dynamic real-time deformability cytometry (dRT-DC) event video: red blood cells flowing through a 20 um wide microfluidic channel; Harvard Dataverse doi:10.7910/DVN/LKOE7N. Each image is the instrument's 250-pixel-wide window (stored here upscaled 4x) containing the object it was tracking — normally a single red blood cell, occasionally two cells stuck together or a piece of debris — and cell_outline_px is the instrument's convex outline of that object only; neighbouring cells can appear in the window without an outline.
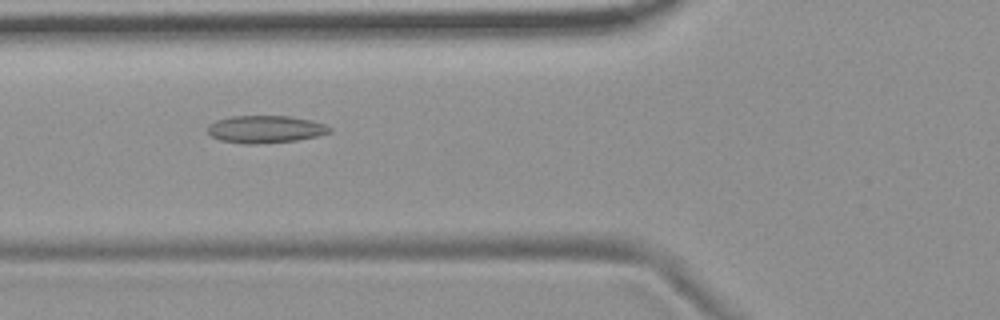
{"species": "common noctule bat (a hibernating species)", "species_latin": "Nyctalus noctula", "temperature_condition": "room temperature", "stored_images_in_passage": 54, "camera_frame_rate_fps": 3000, "um_per_image_px": 0.085, "animal": {"sex": "female", "body_mass_g": 19.9}, "frame": {"image": 1, "passage_image": 20, "time_ms": 6.333, "image_size_px": [1000, 320], "cell_outline_px": [[332, 132], [316, 136], [296, 140], [260, 144], [244, 144], [220, 140], [212, 136], [208, 132], [208, 124], [216, 120], [232, 116], [288, 116], [312, 120], [324, 124], [332, 128]], "centroid_in_image_um": [22.55, 10.98], "position_along_channel_um": 103.2, "area_um2": 19.54}}
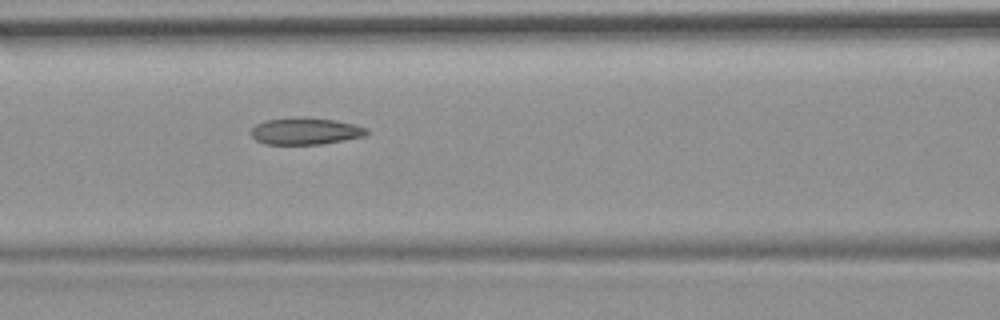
{"frame": {"image": 2, "passage_image": 23, "time_ms": 7.333, "image_size_px": [1000, 320], "cell_outline_px": [[368, 132], [364, 136], [344, 140], [320, 144], [264, 144], [256, 140], [252, 136], [252, 128], [256, 124], [264, 120], [296, 116], [304, 116], [336, 120], [368, 128]], "centroid_in_image_um": [25.94, 11.13], "position_along_channel_um": 140.7, "area_um2": 18.26}}
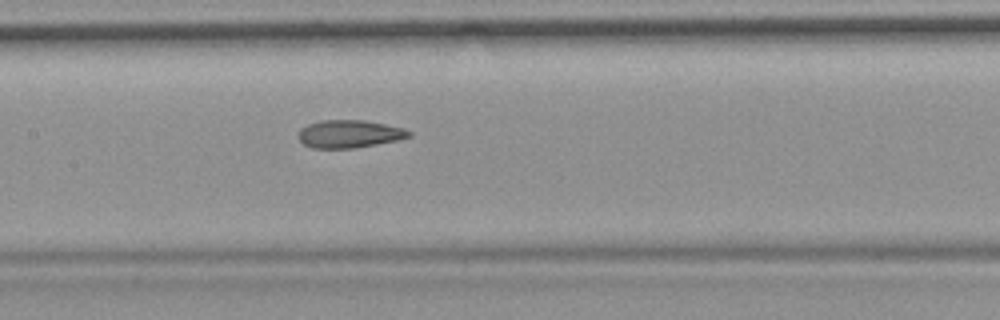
{"frame": {"image": 3, "passage_image": 26, "time_ms": 8.333, "image_size_px": [1000, 320], "cell_outline_px": [[412, 136], [400, 140], [352, 148], [312, 148], [304, 144], [296, 136], [300, 128], [308, 124], [320, 120], [364, 120], [404, 128], [412, 132]], "centroid_in_image_um": [29.69, 11.38], "position_along_channel_um": 177.7, "area_um2": 18.03}, "authors_computed_cell_mechanics": {"area_um2": 19.1607, "velocity_mm_per_s": 3.7123, "shape_relaxation_time_tau1_ms": null, "shape_relaxation_time_tau2_ms": 2.3161, "deformation_change_tau1": null, "deformation_change_tau2": 0.0989}}